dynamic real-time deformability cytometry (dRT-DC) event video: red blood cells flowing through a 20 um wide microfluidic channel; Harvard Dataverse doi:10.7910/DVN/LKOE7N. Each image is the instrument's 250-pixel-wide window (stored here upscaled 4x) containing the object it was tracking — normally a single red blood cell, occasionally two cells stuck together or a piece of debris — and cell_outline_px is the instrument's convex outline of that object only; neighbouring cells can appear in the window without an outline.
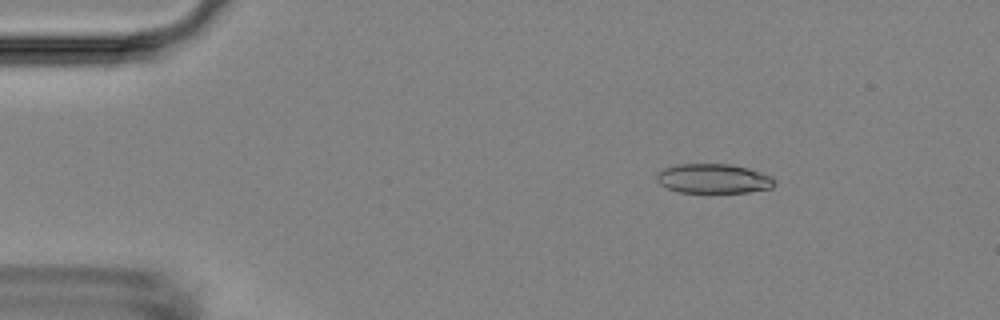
{"species": "Egyptian fruit bat (a non-hibernating species)", "species_latin": "Rousettus aegyptiacus", "temperature_condition": "room temperature", "stored_images_in_passage": 31, "camera_frame_rate_fps": 3000, "um_per_image_px": 0.085, "animal": {"sex": "female"}, "frame": {"image": 1, "passage_image": 8, "time_ms": 2.333, "image_size_px": [1000, 320], "cell_outline_px": [[776, 184], [772, 188], [748, 192], [680, 192], [668, 188], [660, 184], [656, 180], [656, 172], [664, 168], [676, 164], [732, 164], [748, 168], [772, 176], [776, 180]], "centroid_in_image_um": [60.65, 15.17], "position_along_channel_um": 24.3, "area_um2": 20.4}}
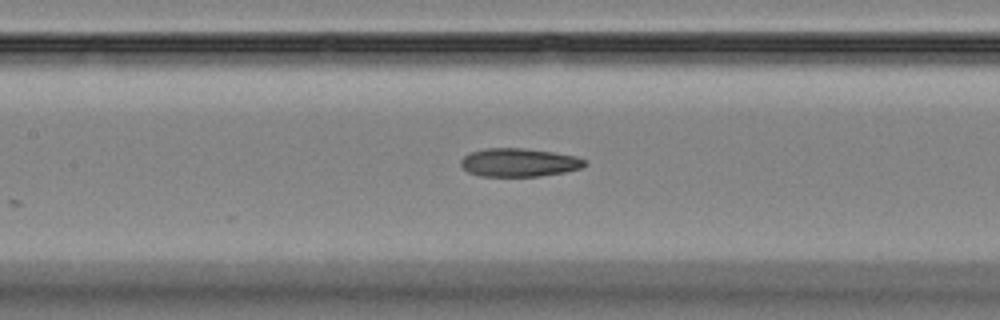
{"frame": {"image": 2, "passage_image": 25, "time_ms": 8.0, "image_size_px": [1000, 320], "cell_outline_px": [[588, 164], [580, 168], [564, 172], [540, 176], [480, 176], [468, 172], [460, 164], [460, 160], [464, 156], [472, 152], [488, 148], [520, 148], [552, 152], [576, 156], [584, 160]], "centroid_in_image_um": [44.11, 13.81], "position_along_channel_um": 163.3, "area_um2": 20.29}}
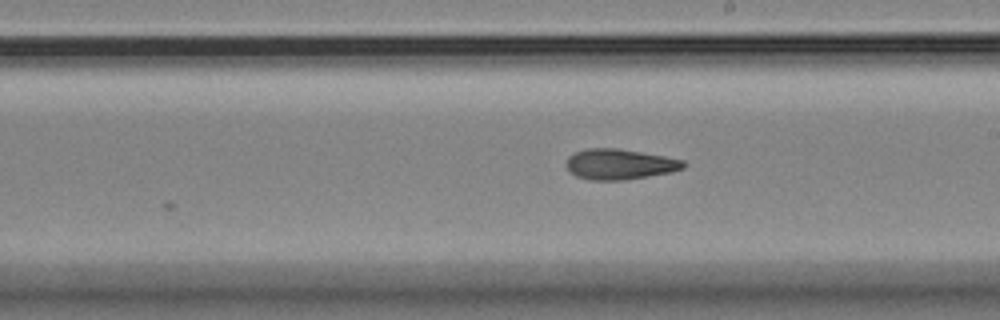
{"frame": {"image": 3, "passage_image": 31, "time_ms": 10.0, "image_size_px": [1000, 320], "cell_outline_px": [[688, 164], [684, 168], [672, 172], [624, 180], [588, 180], [576, 176], [568, 172], [564, 164], [568, 156], [576, 152], [588, 148], [616, 148], [664, 156], [684, 160]], "centroid_in_image_um": [52.64, 13.97], "position_along_channel_um": 236.4, "area_um2": 21.04}}